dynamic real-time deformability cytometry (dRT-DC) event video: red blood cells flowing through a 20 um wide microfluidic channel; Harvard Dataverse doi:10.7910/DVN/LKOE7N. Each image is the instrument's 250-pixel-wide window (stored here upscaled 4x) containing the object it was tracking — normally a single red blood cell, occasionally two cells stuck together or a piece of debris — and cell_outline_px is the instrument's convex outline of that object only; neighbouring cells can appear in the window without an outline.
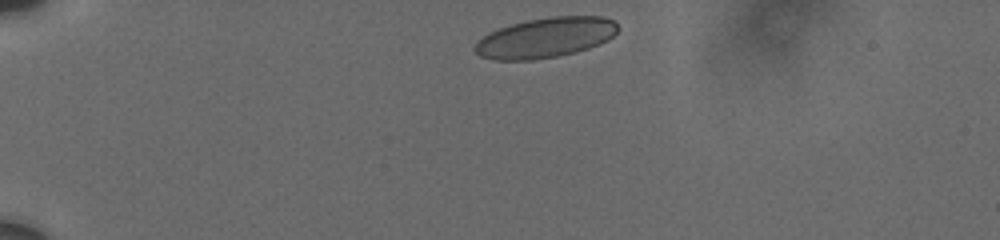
{"species": "human", "species_latin": "Homo sapiens", "temperature_condition": "cold", "stored_images_in_passage": 45, "camera_frame_rate_fps": 3000, "um_per_image_px": 0.085, "donor": {"sex": "male"}, "frame": {"image": 1, "passage_image": 1, "time_ms": 0.0, "image_size_px": [1000, 240], "cell_outline_px": [[620, 28], [608, 40], [588, 48], [576, 52], [556, 56], [532, 60], [492, 60], [480, 56], [472, 48], [476, 40], [488, 32], [512, 24], [528, 20], [548, 16], [604, 16], [616, 20]], "centroid_in_image_um": [46.36, 3.19], "position_along_channel_um": 38.6, "area_um2": 33.76}}
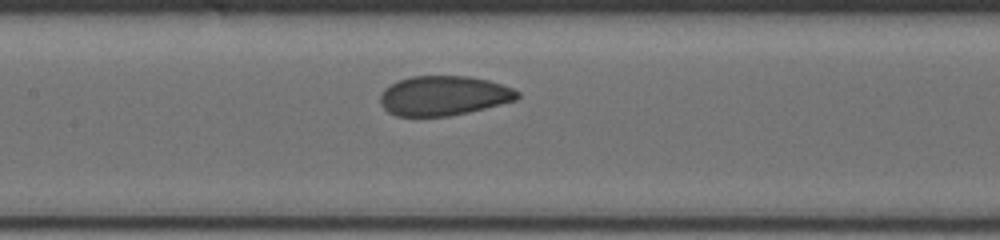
{"frame": {"image": 2, "passage_image": 19, "time_ms": 5.333, "image_size_px": [1000, 240], "cell_outline_px": [[520, 96], [516, 100], [468, 112], [448, 116], [396, 116], [388, 112], [380, 104], [380, 92], [384, 88], [400, 80], [412, 76], [468, 76], [488, 80], [512, 88], [520, 92]], "centroid_in_image_um": [37.69, 8.13], "position_along_channel_um": 169.7, "area_um2": 31.62}}
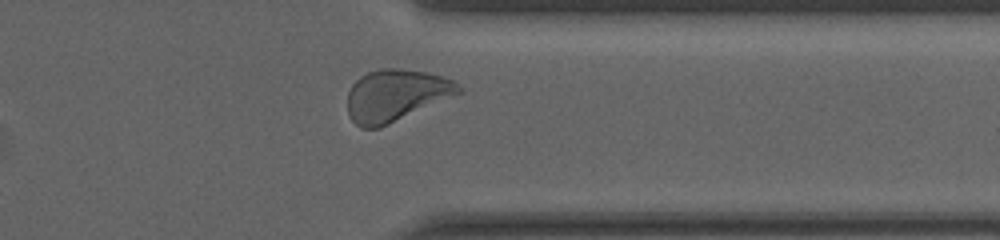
{"frame": {"image": 3, "passage_image": 39, "time_ms": 11.0, "image_size_px": [1000, 240], "cell_outline_px": [[464, 92], [380, 128], [360, 128], [352, 120], [348, 112], [348, 92], [352, 84], [360, 76], [368, 72], [380, 68], [400, 68], [428, 72], [456, 80], [464, 88]], "centroid_in_image_um": [33.7, 8.09], "position_along_channel_um": 377.7, "area_um2": 34.04}, "authors_computed_cell_mechanics": {"area_um2": 32.1946, "velocity_mm_per_s": 3.6833, "shape_relaxation_time_tau1_ms": 5.7298, "shape_relaxation_time_tau2_ms": 0.7125, "deformation_change_tau1": 0.101, "deformation_change_tau2": 0.0574}}